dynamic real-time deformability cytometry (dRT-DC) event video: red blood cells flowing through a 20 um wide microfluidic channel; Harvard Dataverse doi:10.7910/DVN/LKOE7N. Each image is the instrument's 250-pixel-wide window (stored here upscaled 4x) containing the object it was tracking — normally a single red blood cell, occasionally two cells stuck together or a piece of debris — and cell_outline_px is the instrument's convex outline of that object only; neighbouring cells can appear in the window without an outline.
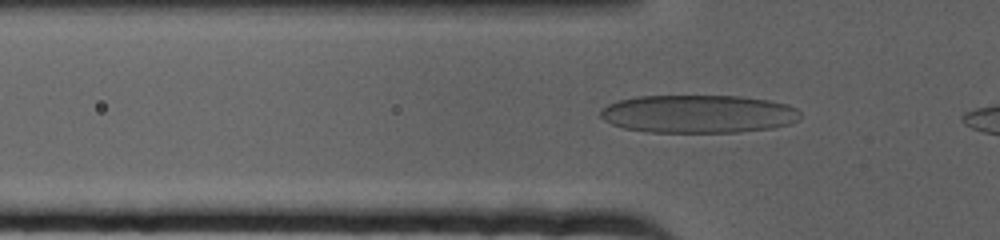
{"species": "human", "species_latin": "Homo sapiens", "temperature_condition": "cold", "stored_images_in_passage": 43, "camera_frame_rate_fps": 3000, "um_per_image_px": 0.085, "donor": {"sex": "female"}, "frame": {"image": 1, "passage_image": 6, "time_ms": 1.667, "image_size_px": [1000, 240], "cell_outline_px": [[800, 120], [788, 124], [772, 128], [736, 132], [652, 132], [624, 128], [612, 124], [604, 120], [600, 116], [600, 108], [608, 104], [620, 100], [636, 96], [740, 96], [768, 100], [788, 104], [796, 108], [800, 112]], "centroid_in_image_um": [59.36, 9.68], "position_along_channel_um": 66.4, "area_um2": 44.45}}
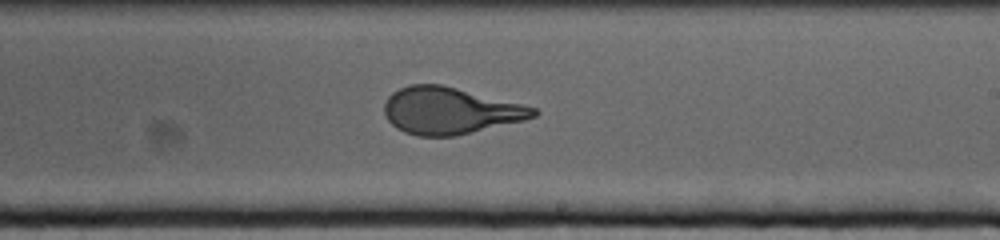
{"frame": {"image": 2, "passage_image": 26, "time_ms": 8.333, "image_size_px": [1000, 240], "cell_outline_px": [[540, 112], [536, 116], [524, 120], [456, 136], [416, 136], [404, 132], [396, 128], [388, 120], [384, 112], [384, 104], [388, 96], [392, 92], [408, 84], [440, 84], [536, 108]], "centroid_in_image_um": [38.2, 9.42], "position_along_channel_um": 250.8, "area_um2": 40.4}}
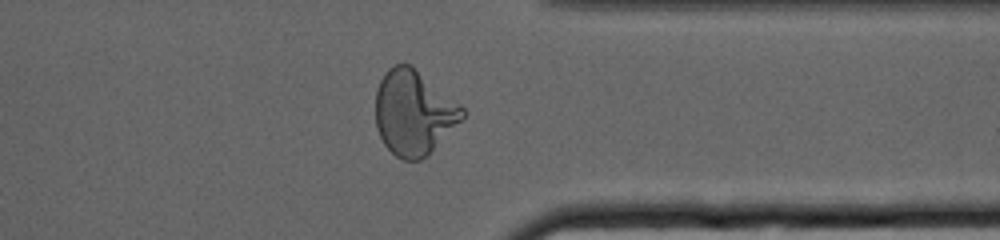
{"frame": {"image": 3, "passage_image": 40, "time_ms": 13.0, "image_size_px": [1000, 240], "cell_outline_px": [[464, 116], [428, 156], [420, 160], [404, 160], [396, 156], [384, 144], [376, 128], [376, 88], [384, 72], [388, 68], [396, 64], [412, 64], [460, 104], [464, 108]], "centroid_in_image_um": [35.15, 9.56], "position_along_channel_um": 376.3, "area_um2": 42.95}}